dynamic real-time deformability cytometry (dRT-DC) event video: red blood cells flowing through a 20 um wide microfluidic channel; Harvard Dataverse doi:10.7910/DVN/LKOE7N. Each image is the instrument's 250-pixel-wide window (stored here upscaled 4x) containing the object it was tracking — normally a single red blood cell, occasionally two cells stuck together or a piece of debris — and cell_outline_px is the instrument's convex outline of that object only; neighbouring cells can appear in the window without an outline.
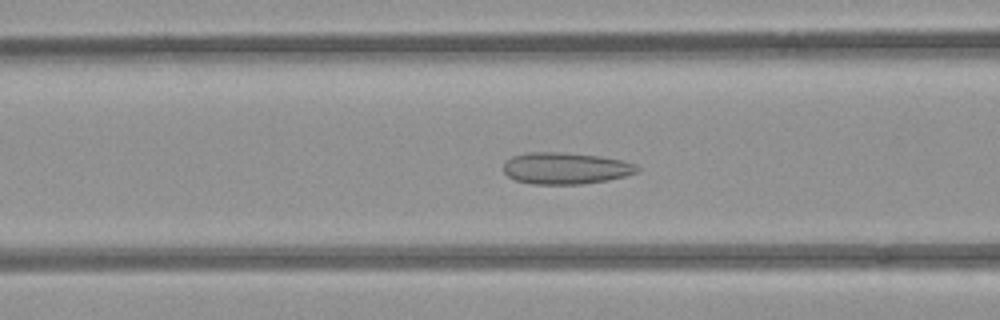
{"species": "common noctule bat (a hibernating species)", "species_latin": "Nyctalus noctula", "temperature_condition": "room temperature", "stored_images_in_passage": 34, "camera_frame_rate_fps": 3000, "um_per_image_px": 0.085, "animal": {"sex": "female", "body_mass_g": 21.9}, "frame": {"image": 1, "passage_image": 10, "time_ms": 3.0, "image_size_px": [1000, 320], "cell_outline_px": [[640, 168], [636, 172], [624, 176], [608, 180], [584, 184], [532, 184], [516, 180], [508, 176], [504, 172], [504, 164], [512, 156], [528, 152], [560, 152], [600, 156], [620, 160], [636, 164]], "centroid_in_image_um": [48.07, 14.3], "position_along_channel_um": 118.5, "area_um2": 24.57}}
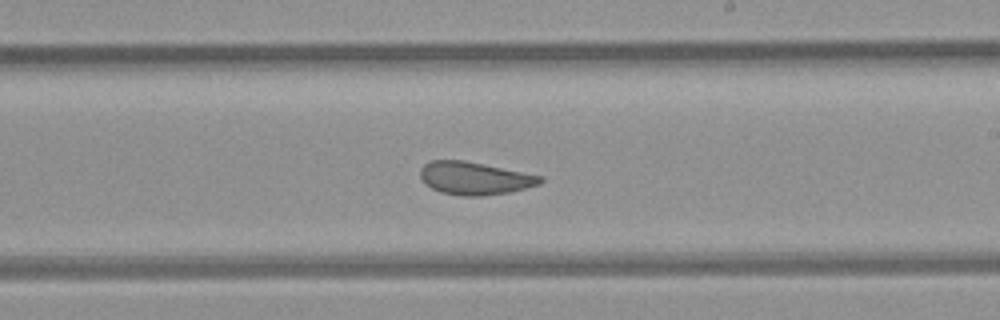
{"frame": {"image": 2, "passage_image": 20, "time_ms": 6.333, "image_size_px": [1000, 320], "cell_outline_px": [[544, 180], [540, 184], [508, 192], [484, 196], [460, 196], [440, 192], [432, 188], [420, 176], [420, 168], [424, 164], [432, 160], [464, 160], [544, 176]], "centroid_in_image_um": [40.36, 15.15], "position_along_channel_um": 248.6, "area_um2": 22.89}}
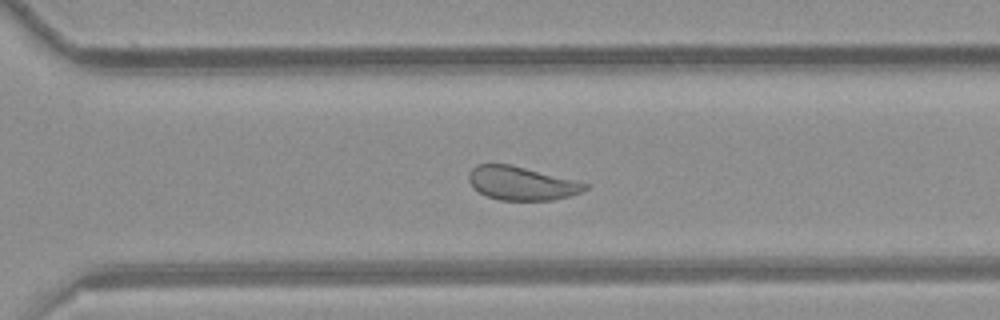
{"frame": {"image": 3, "passage_image": 26, "time_ms": 8.333, "image_size_px": [1000, 320], "cell_outline_px": [[588, 188], [580, 192], [568, 196], [552, 200], [500, 200], [488, 196], [472, 188], [468, 180], [468, 172], [476, 164], [512, 164], [588, 184]], "centroid_in_image_um": [44.27, 15.57], "position_along_channel_um": 326.3, "area_um2": 22.6}, "authors_computed_cell_mechanics": {"area_um2": 23.7558, "velocity_mm_per_s": 3.9048, "shape_relaxation_time_tau1_ms": null, "shape_relaxation_time_tau2_ms": 1.2177, "deformation_change_tau1": null, "deformation_change_tau2": 0.0762}}